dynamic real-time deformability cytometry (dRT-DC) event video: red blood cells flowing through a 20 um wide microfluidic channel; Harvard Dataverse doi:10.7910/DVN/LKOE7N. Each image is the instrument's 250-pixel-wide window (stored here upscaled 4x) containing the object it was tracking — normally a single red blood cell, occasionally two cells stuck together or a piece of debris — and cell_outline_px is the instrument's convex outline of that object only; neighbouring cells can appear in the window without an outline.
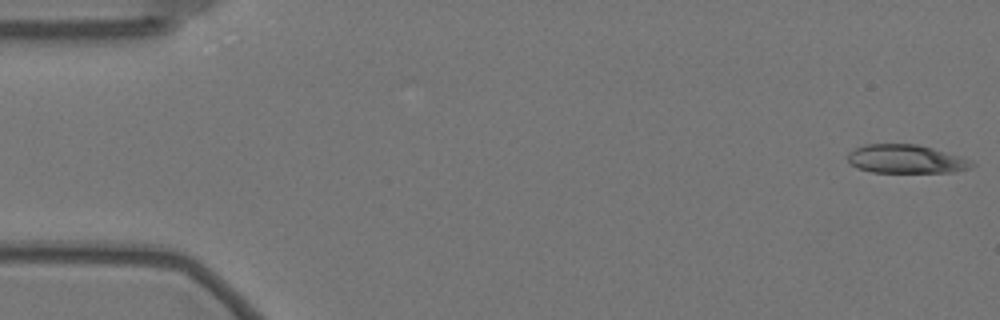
{"species": "Egyptian fruit bat (a non-hibernating species)", "species_latin": "Rousettus aegyptiacus", "temperature_condition": "warm", "stored_images_in_passage": 9, "camera_frame_rate_fps": 3000, "um_per_image_px": 0.085, "animal": {"sex": "female"}, "frame": {"image": 1, "passage_image": 1, "time_ms": 0.0, "image_size_px": [1000, 320], "cell_outline_px": [[976, 164], [968, 168], [952, 172], [872, 172], [856, 168], [848, 164], [848, 152], [864, 144], [916, 144], [932, 148], [972, 160]], "centroid_in_image_um": [76.96, 13.52], "position_along_channel_um": 8.0, "area_um2": 20.63}}